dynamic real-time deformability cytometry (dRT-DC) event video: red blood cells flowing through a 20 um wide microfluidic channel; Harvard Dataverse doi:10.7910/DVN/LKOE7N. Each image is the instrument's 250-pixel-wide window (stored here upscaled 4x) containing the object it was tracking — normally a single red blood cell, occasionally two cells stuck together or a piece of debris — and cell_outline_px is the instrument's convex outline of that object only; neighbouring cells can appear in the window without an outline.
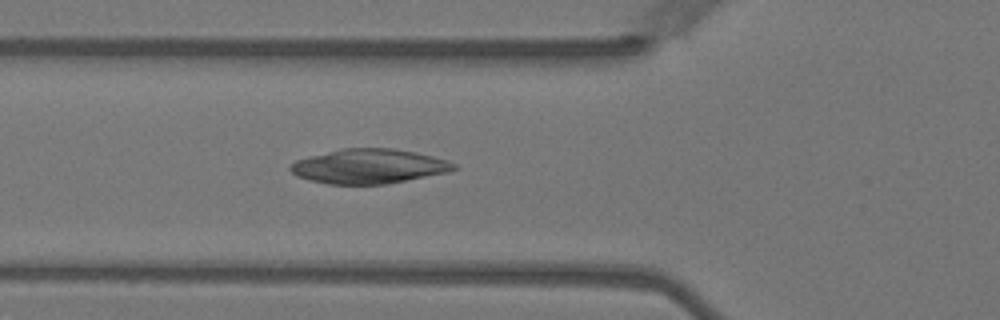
{"species": "Egyptian fruit bat (a non-hibernating species)", "species_latin": "Rousettus aegyptiacus", "temperature_condition": "warm", "stored_images_in_passage": 57, "camera_frame_rate_fps": 3000, "um_per_image_px": 0.085, "animal": {"sex": "female"}, "frame": {"image": 1, "passage_image": 20, "time_ms": 6.333, "image_size_px": [1000, 320], "cell_outline_px": [[432, 172], [416, 176], [396, 180], [372, 184], [340, 184], [320, 180], [304, 176], [296, 172], [292, 168], [308, 160], [324, 156], [388, 152], [404, 152], [420, 156]], "centroid_in_image_um": [30.93, 14.27], "position_along_channel_um": 94.9, "area_um2": 23.76}}
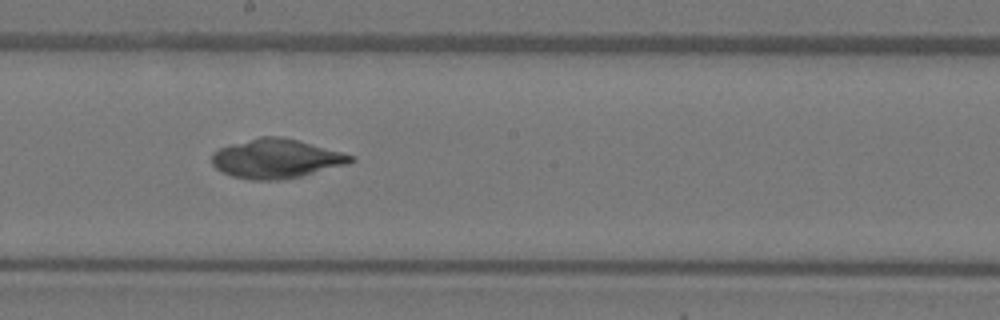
{"frame": {"image": 2, "passage_image": 31, "time_ms": 10.0, "image_size_px": [1000, 320], "cell_outline_px": [[352, 160], [284, 176], [244, 176], [228, 172], [220, 168], [216, 164], [216, 156], [220, 152], [228, 148], [300, 144], [348, 156]], "centroid_in_image_um": [23.46, 13.59], "position_along_channel_um": 224.7, "area_um2": 22.48}}
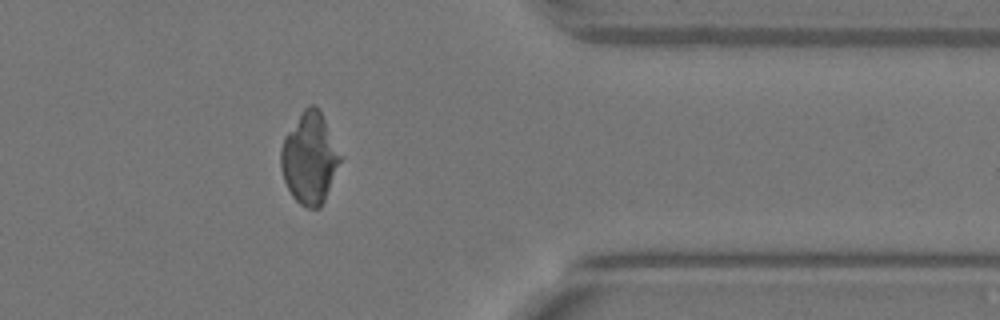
{"frame": {"image": 3, "passage_image": 46, "time_ms": 15.0, "image_size_px": [1000, 320], "cell_outline_px": [[336, 160], [320, 204], [304, 204], [292, 192], [284, 176], [284, 144], [288, 136], [296, 132]], "centroid_in_image_um": [26.06, 14.37], "position_along_channel_um": 385.3, "area_um2": 18.44}}